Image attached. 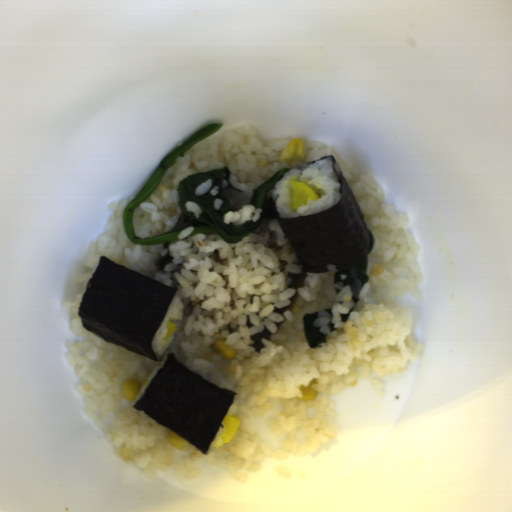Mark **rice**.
I'll return each mask as SVG.
<instances>
[{"mask_svg": "<svg viewBox=\"0 0 512 512\" xmlns=\"http://www.w3.org/2000/svg\"><path fill=\"white\" fill-rule=\"evenodd\" d=\"M292 140L264 143L253 127L229 129L191 146L168 168L159 183L132 213L135 236L150 239L174 232L183 214L178 187L190 175L227 167L233 188L222 190L231 209L223 223L241 228L259 221L263 209L251 204L254 192L284 168L291 170L334 156L366 222L371 247L366 255L368 282L352 300L350 285L335 284L336 265L328 273L307 271L300 289H288L289 274L303 265L278 217L264 220L239 242L229 244L218 233L190 236L195 227L180 231L178 240L137 245L128 236L123 216L137 196L111 203L109 218L99 237L91 240L85 256L82 288L62 307L70 317L77 341H66L65 358L75 370V389L89 422L106 435L115 459L146 474L170 472L179 480L199 477L197 463L219 467L234 480L247 482L263 470L265 460L316 454L337 436L332 422L334 398L342 390L369 379L384 392L385 376L397 375L417 363L424 347L410 334L413 311L400 305L406 295L425 300L418 287L424 280L419 244L409 230L407 215L384 200L383 188L371 176H356L336 149L319 141H303L304 157L281 162ZM170 253L172 264L160 271L155 260ZM177 289L185 312L180 329L163 360L152 361L106 343L82 327L79 302L100 256ZM284 315L274 308L290 305ZM354 307L346 322L341 314ZM319 311L314 322L326 344L309 349L302 316ZM265 326L274 333L264 348H250V336ZM224 339L235 352L224 360L213 344ZM174 352L175 359L206 380L233 390L228 415L240 425L231 442L219 434L207 455L190 444L172 447L169 428L155 423L122 395L125 379L143 384L154 367ZM318 395L303 401L300 386L311 379Z\"/></svg>", "mask_w": 512, "mask_h": 512, "instance_id": "1", "label": "rice"}, {"mask_svg": "<svg viewBox=\"0 0 512 512\" xmlns=\"http://www.w3.org/2000/svg\"><path fill=\"white\" fill-rule=\"evenodd\" d=\"M340 173V165L333 163L332 158L306 163L285 173L271 190L278 217L313 215L337 205L341 200ZM294 180L306 183L320 195V199L308 201L307 204L293 209L290 183Z\"/></svg>", "mask_w": 512, "mask_h": 512, "instance_id": "2", "label": "rice"}, {"mask_svg": "<svg viewBox=\"0 0 512 512\" xmlns=\"http://www.w3.org/2000/svg\"><path fill=\"white\" fill-rule=\"evenodd\" d=\"M184 312H185L184 304L179 299L178 295H176L173 298L172 302L170 303V305L165 313V316L161 322V325L151 342L153 352L157 359H161L162 356L165 354V352L168 350V348L173 343V341L180 329L181 323L183 321ZM170 321L173 322L174 324H176L177 329H176L175 333L170 338H168L166 340L163 338L166 335L167 325Z\"/></svg>", "mask_w": 512, "mask_h": 512, "instance_id": "3", "label": "rice"}, {"mask_svg": "<svg viewBox=\"0 0 512 512\" xmlns=\"http://www.w3.org/2000/svg\"><path fill=\"white\" fill-rule=\"evenodd\" d=\"M166 359H164V361L162 363H160L158 366L154 367L153 370L151 371L150 375H149V380L146 384V386L144 388H141L140 391L138 392L137 396H136V399H135V403H137L138 401L141 400V398L144 396V394L146 393V391L148 390L154 376L157 374V372L162 368V366L164 365ZM134 403V404H135Z\"/></svg>", "mask_w": 512, "mask_h": 512, "instance_id": "4", "label": "rice"}, {"mask_svg": "<svg viewBox=\"0 0 512 512\" xmlns=\"http://www.w3.org/2000/svg\"><path fill=\"white\" fill-rule=\"evenodd\" d=\"M213 181L209 178L206 181L200 183L197 185V187L194 190L195 196H201L205 192L209 191L212 186Z\"/></svg>", "mask_w": 512, "mask_h": 512, "instance_id": "5", "label": "rice"}, {"mask_svg": "<svg viewBox=\"0 0 512 512\" xmlns=\"http://www.w3.org/2000/svg\"><path fill=\"white\" fill-rule=\"evenodd\" d=\"M185 206H186L187 212H193L194 216L196 218H200V214H201L202 210L198 204L189 201V202H186Z\"/></svg>", "mask_w": 512, "mask_h": 512, "instance_id": "6", "label": "rice"}, {"mask_svg": "<svg viewBox=\"0 0 512 512\" xmlns=\"http://www.w3.org/2000/svg\"><path fill=\"white\" fill-rule=\"evenodd\" d=\"M222 205H223V201H222V199H220V198H216V199H214V201H213V207H214V209H216V210H220V209H221V207H222Z\"/></svg>", "mask_w": 512, "mask_h": 512, "instance_id": "7", "label": "rice"}, {"mask_svg": "<svg viewBox=\"0 0 512 512\" xmlns=\"http://www.w3.org/2000/svg\"><path fill=\"white\" fill-rule=\"evenodd\" d=\"M218 191H219V185H215L210 189L209 193H210V195L214 196L218 193Z\"/></svg>", "mask_w": 512, "mask_h": 512, "instance_id": "8", "label": "rice"}]
</instances>
